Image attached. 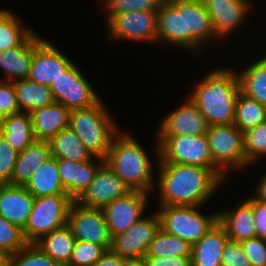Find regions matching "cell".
Segmentation results:
<instances>
[{
  "label": "cell",
  "mask_w": 266,
  "mask_h": 266,
  "mask_svg": "<svg viewBox=\"0 0 266 266\" xmlns=\"http://www.w3.org/2000/svg\"><path fill=\"white\" fill-rule=\"evenodd\" d=\"M148 193L131 191L102 208L111 237L127 231L145 214Z\"/></svg>",
  "instance_id": "15"
},
{
  "label": "cell",
  "mask_w": 266,
  "mask_h": 266,
  "mask_svg": "<svg viewBox=\"0 0 266 266\" xmlns=\"http://www.w3.org/2000/svg\"><path fill=\"white\" fill-rule=\"evenodd\" d=\"M33 59V35L19 47L0 52V70L5 81L28 79Z\"/></svg>",
  "instance_id": "25"
},
{
  "label": "cell",
  "mask_w": 266,
  "mask_h": 266,
  "mask_svg": "<svg viewBox=\"0 0 266 266\" xmlns=\"http://www.w3.org/2000/svg\"><path fill=\"white\" fill-rule=\"evenodd\" d=\"M252 209L255 219L256 237L266 240V202H262L252 195Z\"/></svg>",
  "instance_id": "45"
},
{
  "label": "cell",
  "mask_w": 266,
  "mask_h": 266,
  "mask_svg": "<svg viewBox=\"0 0 266 266\" xmlns=\"http://www.w3.org/2000/svg\"><path fill=\"white\" fill-rule=\"evenodd\" d=\"M159 144L158 163L197 165L213 170L206 135H155Z\"/></svg>",
  "instance_id": "8"
},
{
  "label": "cell",
  "mask_w": 266,
  "mask_h": 266,
  "mask_svg": "<svg viewBox=\"0 0 266 266\" xmlns=\"http://www.w3.org/2000/svg\"><path fill=\"white\" fill-rule=\"evenodd\" d=\"M73 62L50 41L33 34V59L28 79L51 86Z\"/></svg>",
  "instance_id": "12"
},
{
  "label": "cell",
  "mask_w": 266,
  "mask_h": 266,
  "mask_svg": "<svg viewBox=\"0 0 266 266\" xmlns=\"http://www.w3.org/2000/svg\"><path fill=\"white\" fill-rule=\"evenodd\" d=\"M107 249L104 246L76 240L69 266H93L105 253Z\"/></svg>",
  "instance_id": "39"
},
{
  "label": "cell",
  "mask_w": 266,
  "mask_h": 266,
  "mask_svg": "<svg viewBox=\"0 0 266 266\" xmlns=\"http://www.w3.org/2000/svg\"><path fill=\"white\" fill-rule=\"evenodd\" d=\"M229 240L217 222L198 242L192 244L191 266H222V253Z\"/></svg>",
  "instance_id": "22"
},
{
  "label": "cell",
  "mask_w": 266,
  "mask_h": 266,
  "mask_svg": "<svg viewBox=\"0 0 266 266\" xmlns=\"http://www.w3.org/2000/svg\"><path fill=\"white\" fill-rule=\"evenodd\" d=\"M10 266H61L34 243L10 256Z\"/></svg>",
  "instance_id": "37"
},
{
  "label": "cell",
  "mask_w": 266,
  "mask_h": 266,
  "mask_svg": "<svg viewBox=\"0 0 266 266\" xmlns=\"http://www.w3.org/2000/svg\"><path fill=\"white\" fill-rule=\"evenodd\" d=\"M105 163L99 157L86 162L57 158L58 172L67 194L76 201L91 184L98 169Z\"/></svg>",
  "instance_id": "19"
},
{
  "label": "cell",
  "mask_w": 266,
  "mask_h": 266,
  "mask_svg": "<svg viewBox=\"0 0 266 266\" xmlns=\"http://www.w3.org/2000/svg\"><path fill=\"white\" fill-rule=\"evenodd\" d=\"M50 88L54 101L69 110L90 107L101 99L74 63L52 82Z\"/></svg>",
  "instance_id": "11"
},
{
  "label": "cell",
  "mask_w": 266,
  "mask_h": 266,
  "mask_svg": "<svg viewBox=\"0 0 266 266\" xmlns=\"http://www.w3.org/2000/svg\"><path fill=\"white\" fill-rule=\"evenodd\" d=\"M34 200L25 186L0 184V215L22 230L28 222Z\"/></svg>",
  "instance_id": "20"
},
{
  "label": "cell",
  "mask_w": 266,
  "mask_h": 266,
  "mask_svg": "<svg viewBox=\"0 0 266 266\" xmlns=\"http://www.w3.org/2000/svg\"><path fill=\"white\" fill-rule=\"evenodd\" d=\"M108 38L112 41L157 43V11L104 14Z\"/></svg>",
  "instance_id": "10"
},
{
  "label": "cell",
  "mask_w": 266,
  "mask_h": 266,
  "mask_svg": "<svg viewBox=\"0 0 266 266\" xmlns=\"http://www.w3.org/2000/svg\"><path fill=\"white\" fill-rule=\"evenodd\" d=\"M202 2L212 19L219 40L232 37L230 35L235 33V30L238 28L240 30L253 6L249 0H202Z\"/></svg>",
  "instance_id": "17"
},
{
  "label": "cell",
  "mask_w": 266,
  "mask_h": 266,
  "mask_svg": "<svg viewBox=\"0 0 266 266\" xmlns=\"http://www.w3.org/2000/svg\"><path fill=\"white\" fill-rule=\"evenodd\" d=\"M73 199L68 194L47 195L35 198L28 222L23 229L28 243L67 225L68 212Z\"/></svg>",
  "instance_id": "7"
},
{
  "label": "cell",
  "mask_w": 266,
  "mask_h": 266,
  "mask_svg": "<svg viewBox=\"0 0 266 266\" xmlns=\"http://www.w3.org/2000/svg\"><path fill=\"white\" fill-rule=\"evenodd\" d=\"M18 152L0 134V184H10Z\"/></svg>",
  "instance_id": "41"
},
{
  "label": "cell",
  "mask_w": 266,
  "mask_h": 266,
  "mask_svg": "<svg viewBox=\"0 0 266 266\" xmlns=\"http://www.w3.org/2000/svg\"><path fill=\"white\" fill-rule=\"evenodd\" d=\"M149 266H191V257H146Z\"/></svg>",
  "instance_id": "46"
},
{
  "label": "cell",
  "mask_w": 266,
  "mask_h": 266,
  "mask_svg": "<svg viewBox=\"0 0 266 266\" xmlns=\"http://www.w3.org/2000/svg\"><path fill=\"white\" fill-rule=\"evenodd\" d=\"M0 109L8 116L20 112L14 84L0 80Z\"/></svg>",
  "instance_id": "44"
},
{
  "label": "cell",
  "mask_w": 266,
  "mask_h": 266,
  "mask_svg": "<svg viewBox=\"0 0 266 266\" xmlns=\"http://www.w3.org/2000/svg\"><path fill=\"white\" fill-rule=\"evenodd\" d=\"M25 188L35 197L67 194L58 172L57 158L50 157L34 171Z\"/></svg>",
  "instance_id": "27"
},
{
  "label": "cell",
  "mask_w": 266,
  "mask_h": 266,
  "mask_svg": "<svg viewBox=\"0 0 266 266\" xmlns=\"http://www.w3.org/2000/svg\"><path fill=\"white\" fill-rule=\"evenodd\" d=\"M157 43L183 49L182 13L168 0H163L157 11Z\"/></svg>",
  "instance_id": "26"
},
{
  "label": "cell",
  "mask_w": 266,
  "mask_h": 266,
  "mask_svg": "<svg viewBox=\"0 0 266 266\" xmlns=\"http://www.w3.org/2000/svg\"><path fill=\"white\" fill-rule=\"evenodd\" d=\"M255 187L256 189L254 192V197L262 202H266V174L264 173L260 180L259 183H257ZM256 193V194H255Z\"/></svg>",
  "instance_id": "48"
},
{
  "label": "cell",
  "mask_w": 266,
  "mask_h": 266,
  "mask_svg": "<svg viewBox=\"0 0 266 266\" xmlns=\"http://www.w3.org/2000/svg\"><path fill=\"white\" fill-rule=\"evenodd\" d=\"M27 244L23 230L0 215V250L12 255Z\"/></svg>",
  "instance_id": "38"
},
{
  "label": "cell",
  "mask_w": 266,
  "mask_h": 266,
  "mask_svg": "<svg viewBox=\"0 0 266 266\" xmlns=\"http://www.w3.org/2000/svg\"><path fill=\"white\" fill-rule=\"evenodd\" d=\"M104 160L131 191L148 194L154 191L156 182L150 156L129 132L121 130L113 138Z\"/></svg>",
  "instance_id": "3"
},
{
  "label": "cell",
  "mask_w": 266,
  "mask_h": 266,
  "mask_svg": "<svg viewBox=\"0 0 266 266\" xmlns=\"http://www.w3.org/2000/svg\"><path fill=\"white\" fill-rule=\"evenodd\" d=\"M7 115L0 109V129L4 125Z\"/></svg>",
  "instance_id": "51"
},
{
  "label": "cell",
  "mask_w": 266,
  "mask_h": 266,
  "mask_svg": "<svg viewBox=\"0 0 266 266\" xmlns=\"http://www.w3.org/2000/svg\"><path fill=\"white\" fill-rule=\"evenodd\" d=\"M51 157L49 141L35 140L22 152L18 153L17 161L11 177V185L25 186L32 174Z\"/></svg>",
  "instance_id": "24"
},
{
  "label": "cell",
  "mask_w": 266,
  "mask_h": 266,
  "mask_svg": "<svg viewBox=\"0 0 266 266\" xmlns=\"http://www.w3.org/2000/svg\"><path fill=\"white\" fill-rule=\"evenodd\" d=\"M213 171L225 182L232 170L245 169L243 132L234 124L210 125L206 132Z\"/></svg>",
  "instance_id": "5"
},
{
  "label": "cell",
  "mask_w": 266,
  "mask_h": 266,
  "mask_svg": "<svg viewBox=\"0 0 266 266\" xmlns=\"http://www.w3.org/2000/svg\"><path fill=\"white\" fill-rule=\"evenodd\" d=\"M192 245L181 238L168 234L161 228L149 245L145 257H191Z\"/></svg>",
  "instance_id": "35"
},
{
  "label": "cell",
  "mask_w": 266,
  "mask_h": 266,
  "mask_svg": "<svg viewBox=\"0 0 266 266\" xmlns=\"http://www.w3.org/2000/svg\"><path fill=\"white\" fill-rule=\"evenodd\" d=\"M130 192L131 189L104 163L76 202L84 207L102 209Z\"/></svg>",
  "instance_id": "16"
},
{
  "label": "cell",
  "mask_w": 266,
  "mask_h": 266,
  "mask_svg": "<svg viewBox=\"0 0 266 266\" xmlns=\"http://www.w3.org/2000/svg\"><path fill=\"white\" fill-rule=\"evenodd\" d=\"M204 206H158L160 228L168 234L198 242L218 222V212L201 213Z\"/></svg>",
  "instance_id": "6"
},
{
  "label": "cell",
  "mask_w": 266,
  "mask_h": 266,
  "mask_svg": "<svg viewBox=\"0 0 266 266\" xmlns=\"http://www.w3.org/2000/svg\"><path fill=\"white\" fill-rule=\"evenodd\" d=\"M222 266H251L240 242L227 241L222 253Z\"/></svg>",
  "instance_id": "43"
},
{
  "label": "cell",
  "mask_w": 266,
  "mask_h": 266,
  "mask_svg": "<svg viewBox=\"0 0 266 266\" xmlns=\"http://www.w3.org/2000/svg\"><path fill=\"white\" fill-rule=\"evenodd\" d=\"M258 58L238 71L237 76L240 92L266 106V54Z\"/></svg>",
  "instance_id": "28"
},
{
  "label": "cell",
  "mask_w": 266,
  "mask_h": 266,
  "mask_svg": "<svg viewBox=\"0 0 266 266\" xmlns=\"http://www.w3.org/2000/svg\"><path fill=\"white\" fill-rule=\"evenodd\" d=\"M70 110L54 102L51 105L33 110V133L35 140L50 141L61 130L69 128Z\"/></svg>",
  "instance_id": "23"
},
{
  "label": "cell",
  "mask_w": 266,
  "mask_h": 266,
  "mask_svg": "<svg viewBox=\"0 0 266 266\" xmlns=\"http://www.w3.org/2000/svg\"><path fill=\"white\" fill-rule=\"evenodd\" d=\"M124 266H149L146 257L125 259Z\"/></svg>",
  "instance_id": "49"
},
{
  "label": "cell",
  "mask_w": 266,
  "mask_h": 266,
  "mask_svg": "<svg viewBox=\"0 0 266 266\" xmlns=\"http://www.w3.org/2000/svg\"><path fill=\"white\" fill-rule=\"evenodd\" d=\"M245 169L266 157V121L243 133ZM250 165V166H249Z\"/></svg>",
  "instance_id": "36"
},
{
  "label": "cell",
  "mask_w": 266,
  "mask_h": 266,
  "mask_svg": "<svg viewBox=\"0 0 266 266\" xmlns=\"http://www.w3.org/2000/svg\"><path fill=\"white\" fill-rule=\"evenodd\" d=\"M17 14L8 8L0 12V52L22 46L35 32L24 27Z\"/></svg>",
  "instance_id": "33"
},
{
  "label": "cell",
  "mask_w": 266,
  "mask_h": 266,
  "mask_svg": "<svg viewBox=\"0 0 266 266\" xmlns=\"http://www.w3.org/2000/svg\"><path fill=\"white\" fill-rule=\"evenodd\" d=\"M239 93L237 72L233 68L222 67L207 72L188 96L210 126L234 123Z\"/></svg>",
  "instance_id": "2"
},
{
  "label": "cell",
  "mask_w": 266,
  "mask_h": 266,
  "mask_svg": "<svg viewBox=\"0 0 266 266\" xmlns=\"http://www.w3.org/2000/svg\"><path fill=\"white\" fill-rule=\"evenodd\" d=\"M161 120L156 135H206L208 123L196 104L187 97Z\"/></svg>",
  "instance_id": "18"
},
{
  "label": "cell",
  "mask_w": 266,
  "mask_h": 266,
  "mask_svg": "<svg viewBox=\"0 0 266 266\" xmlns=\"http://www.w3.org/2000/svg\"><path fill=\"white\" fill-rule=\"evenodd\" d=\"M114 120L101 97L90 107L70 110L69 128L95 157L105 159L113 138L121 131Z\"/></svg>",
  "instance_id": "4"
},
{
  "label": "cell",
  "mask_w": 266,
  "mask_h": 266,
  "mask_svg": "<svg viewBox=\"0 0 266 266\" xmlns=\"http://www.w3.org/2000/svg\"><path fill=\"white\" fill-rule=\"evenodd\" d=\"M67 225L76 240L95 243L110 250L112 237L101 208H88L73 201Z\"/></svg>",
  "instance_id": "13"
},
{
  "label": "cell",
  "mask_w": 266,
  "mask_h": 266,
  "mask_svg": "<svg viewBox=\"0 0 266 266\" xmlns=\"http://www.w3.org/2000/svg\"><path fill=\"white\" fill-rule=\"evenodd\" d=\"M157 157L158 206H204L225 182L210 168L178 163H158L159 144L155 139ZM210 199V200H209Z\"/></svg>",
  "instance_id": "1"
},
{
  "label": "cell",
  "mask_w": 266,
  "mask_h": 266,
  "mask_svg": "<svg viewBox=\"0 0 266 266\" xmlns=\"http://www.w3.org/2000/svg\"><path fill=\"white\" fill-rule=\"evenodd\" d=\"M0 134L5 137L14 150L18 153L22 152L35 141L30 113L20 111L8 115L0 129Z\"/></svg>",
  "instance_id": "30"
},
{
  "label": "cell",
  "mask_w": 266,
  "mask_h": 266,
  "mask_svg": "<svg viewBox=\"0 0 266 266\" xmlns=\"http://www.w3.org/2000/svg\"><path fill=\"white\" fill-rule=\"evenodd\" d=\"M49 143L51 156L54 158L86 162L94 157L84 146L82 140L70 128L61 130Z\"/></svg>",
  "instance_id": "32"
},
{
  "label": "cell",
  "mask_w": 266,
  "mask_h": 266,
  "mask_svg": "<svg viewBox=\"0 0 266 266\" xmlns=\"http://www.w3.org/2000/svg\"><path fill=\"white\" fill-rule=\"evenodd\" d=\"M125 258L107 250L106 253L93 266H124Z\"/></svg>",
  "instance_id": "47"
},
{
  "label": "cell",
  "mask_w": 266,
  "mask_h": 266,
  "mask_svg": "<svg viewBox=\"0 0 266 266\" xmlns=\"http://www.w3.org/2000/svg\"><path fill=\"white\" fill-rule=\"evenodd\" d=\"M159 230L157 212L143 216L127 231L112 237L110 250L125 259L144 257Z\"/></svg>",
  "instance_id": "14"
},
{
  "label": "cell",
  "mask_w": 266,
  "mask_h": 266,
  "mask_svg": "<svg viewBox=\"0 0 266 266\" xmlns=\"http://www.w3.org/2000/svg\"><path fill=\"white\" fill-rule=\"evenodd\" d=\"M265 121L266 106L240 92L235 104L234 124L244 133Z\"/></svg>",
  "instance_id": "34"
},
{
  "label": "cell",
  "mask_w": 266,
  "mask_h": 266,
  "mask_svg": "<svg viewBox=\"0 0 266 266\" xmlns=\"http://www.w3.org/2000/svg\"><path fill=\"white\" fill-rule=\"evenodd\" d=\"M10 254L0 250V266H10Z\"/></svg>",
  "instance_id": "50"
},
{
  "label": "cell",
  "mask_w": 266,
  "mask_h": 266,
  "mask_svg": "<svg viewBox=\"0 0 266 266\" xmlns=\"http://www.w3.org/2000/svg\"><path fill=\"white\" fill-rule=\"evenodd\" d=\"M75 241L76 239L70 227L65 225L42 236L34 244L60 265H67L70 261Z\"/></svg>",
  "instance_id": "29"
},
{
  "label": "cell",
  "mask_w": 266,
  "mask_h": 266,
  "mask_svg": "<svg viewBox=\"0 0 266 266\" xmlns=\"http://www.w3.org/2000/svg\"><path fill=\"white\" fill-rule=\"evenodd\" d=\"M104 1V2H103ZM100 6L105 14H123L132 11H158L163 0H103Z\"/></svg>",
  "instance_id": "40"
},
{
  "label": "cell",
  "mask_w": 266,
  "mask_h": 266,
  "mask_svg": "<svg viewBox=\"0 0 266 266\" xmlns=\"http://www.w3.org/2000/svg\"><path fill=\"white\" fill-rule=\"evenodd\" d=\"M13 84L20 111L31 113L55 102L50 86L34 83L29 79L16 80Z\"/></svg>",
  "instance_id": "31"
},
{
  "label": "cell",
  "mask_w": 266,
  "mask_h": 266,
  "mask_svg": "<svg viewBox=\"0 0 266 266\" xmlns=\"http://www.w3.org/2000/svg\"><path fill=\"white\" fill-rule=\"evenodd\" d=\"M218 222L225 228L229 240L241 243L256 237L252 196L242 200L236 208L218 212Z\"/></svg>",
  "instance_id": "21"
},
{
  "label": "cell",
  "mask_w": 266,
  "mask_h": 266,
  "mask_svg": "<svg viewBox=\"0 0 266 266\" xmlns=\"http://www.w3.org/2000/svg\"><path fill=\"white\" fill-rule=\"evenodd\" d=\"M168 1L182 13L183 50H189L196 55L206 50L203 47H208L214 41L218 42L212 19L202 0Z\"/></svg>",
  "instance_id": "9"
},
{
  "label": "cell",
  "mask_w": 266,
  "mask_h": 266,
  "mask_svg": "<svg viewBox=\"0 0 266 266\" xmlns=\"http://www.w3.org/2000/svg\"><path fill=\"white\" fill-rule=\"evenodd\" d=\"M245 255L251 266H266V240L259 237L250 238L241 242Z\"/></svg>",
  "instance_id": "42"
}]
</instances>
